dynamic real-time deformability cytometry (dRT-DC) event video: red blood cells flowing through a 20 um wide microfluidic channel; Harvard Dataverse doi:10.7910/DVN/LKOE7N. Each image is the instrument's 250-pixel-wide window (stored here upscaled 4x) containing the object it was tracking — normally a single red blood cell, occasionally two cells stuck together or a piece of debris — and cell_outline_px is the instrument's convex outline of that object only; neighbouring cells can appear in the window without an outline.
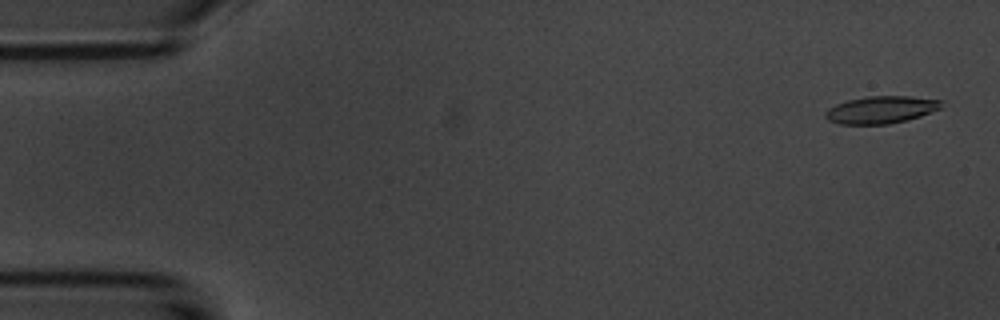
{"species": "common noctule bat (a hibernating species)", "species_latin": "Nyctalus noctula", "temperature_condition": "room temperature", "stored_images_in_passage": 5, "camera_frame_rate_fps": 3000, "um_per_image_px": 0.085, "animal": {"sex": "male", "body_mass_g": 20.1, "forearm_length_mm": 53.5}, "frame": {"image": 1, "passage_image": 1, "time_ms": 0.0, "image_size_px": [1000, 320], "cell_outline_px": [[944, 100], [940, 108], [920, 116], [888, 124], [840, 124], [828, 120], [824, 116], [824, 112], [828, 108], [836, 104], [848, 100], [868, 96], [912, 96]], "centroid_in_image_um": [74.87, 9.32], "position_along_channel_um": 10.1, "area_um2": 18.44}}
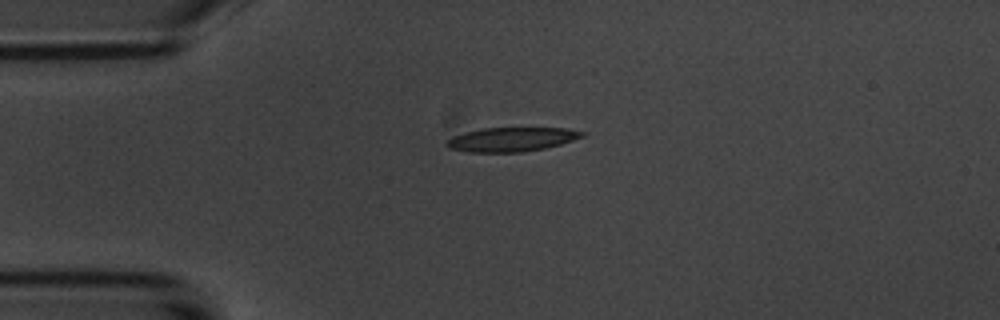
{"frame": {"image": 2, "passage_image": 4, "time_ms": 3.667, "image_size_px": [1000, 320], "cell_outline_px": [[588, 132], [584, 136], [560, 144], [544, 148], [520, 152], [468, 152], [448, 148], [444, 144], [452, 136], [480, 128], [568, 128]], "centroid_in_image_um": [43.48, 11.84], "position_along_channel_um": 41.5, "area_um2": 19.07}}